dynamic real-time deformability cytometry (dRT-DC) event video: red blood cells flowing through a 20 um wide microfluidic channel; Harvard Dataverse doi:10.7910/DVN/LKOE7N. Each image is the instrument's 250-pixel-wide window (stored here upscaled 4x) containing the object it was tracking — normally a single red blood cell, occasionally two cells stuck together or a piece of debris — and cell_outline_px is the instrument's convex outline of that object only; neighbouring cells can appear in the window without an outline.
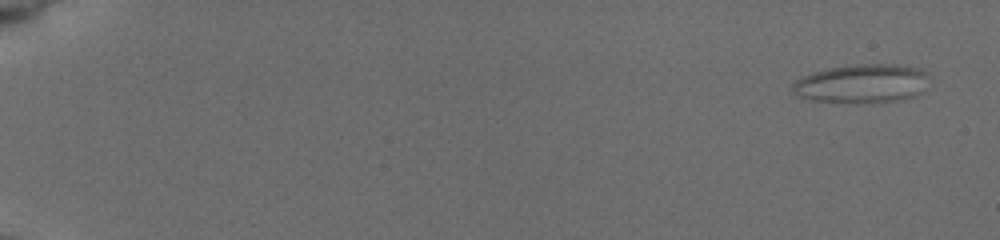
{"species": "common noctule bat (a hibernating species)", "species_latin": "Nyctalus noctula", "temperature_condition": "cold", "stored_images_in_passage": 55, "camera_frame_rate_fps": 3000, "um_per_image_px": 0.085, "animal": {"sex": "female", "body_mass_g": 19.5, "forearm_length_mm": 54.1}, "frame": {"image": 1, "passage_image": 1, "time_ms": 0.0, "image_size_px": [1000, 240], "cell_outline_px": [[924, 72], [920, 92], [912, 96], [896, 100], [872, 104], [856, 104], [812, 100], [796, 96], [792, 92], [792, 84], [796, 80], [804, 76], [816, 72], [832, 68], [864, 64], [888, 64], [920, 68]], "centroid_in_image_um": [73.15, 7.14], "position_along_channel_um": 11.9, "area_um2": 30.29}}
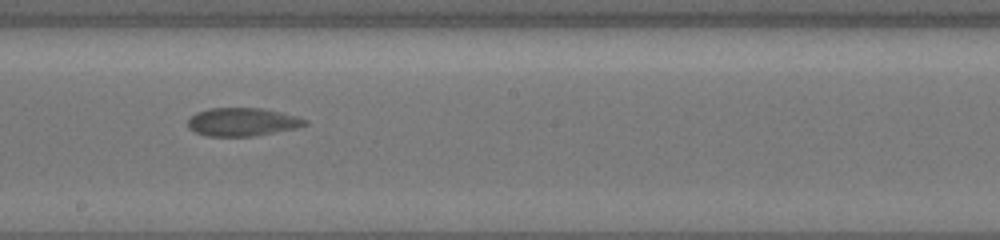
{"frame": {"image": 2, "passage_image": 33, "time_ms": 10.667, "image_size_px": [1000, 240], "cell_outline_px": [[308, 124], [296, 128], [252, 136], [208, 136], [196, 132], [188, 128], [188, 120], [196, 112], [208, 108], [264, 108], [296, 116], [308, 120]], "centroid_in_image_um": [20.6, 10.36], "position_along_channel_um": 227.6, "area_um2": 19.19}}
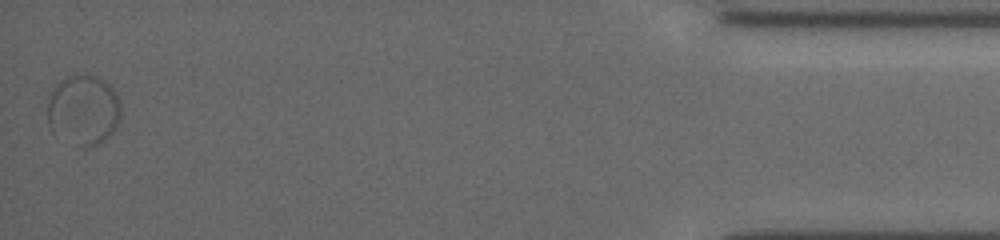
{"frame": {"image": 3, "passage_image": 55, "time_ms": 18.0, "image_size_px": [1000, 240], "cell_outline_px": [[120, 116], [116, 128], [108, 136], [96, 144], [80, 144], [48, 124], [48, 100], [52, 92], [68, 76], [84, 72], [88, 72], [100, 76], [116, 92], [120, 100]], "centroid_in_image_um": [7.17, 9.22], "position_along_channel_um": 428.0, "area_um2": 28.9}}